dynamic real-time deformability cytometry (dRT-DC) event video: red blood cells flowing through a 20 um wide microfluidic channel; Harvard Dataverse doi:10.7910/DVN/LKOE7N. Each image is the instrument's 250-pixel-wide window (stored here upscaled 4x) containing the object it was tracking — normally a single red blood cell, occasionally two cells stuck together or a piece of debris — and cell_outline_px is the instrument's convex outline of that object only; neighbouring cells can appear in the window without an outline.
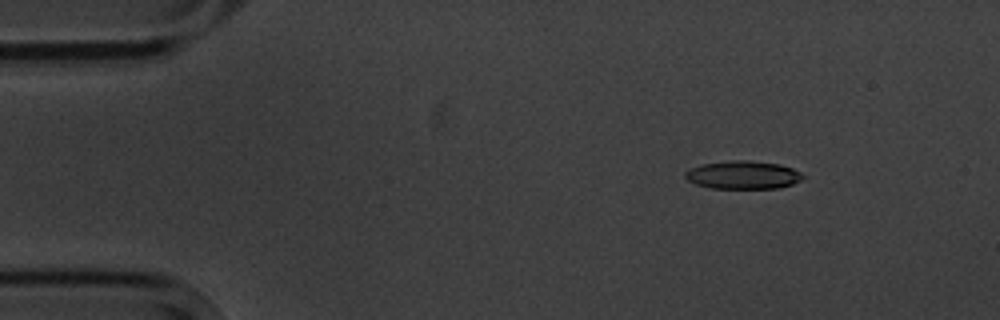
{"species": "common noctule bat (a hibernating species)", "species_latin": "Nyctalus noctula", "temperature_condition": "cold", "stored_images_in_passage": 4, "camera_frame_rate_fps": 3000, "um_per_image_px": 0.085, "animal": {"sex": "male", "body_mass_g": 20.1, "forearm_length_mm": 53.5}, "frame": {"image": 1, "passage_image": 2, "time_ms": 1.333, "image_size_px": [1000, 320], "cell_outline_px": [[804, 176], [800, 180], [792, 184], [780, 188], [708, 188], [696, 184], [688, 180], [684, 176], [684, 172], [688, 168], [700, 164], [728, 160], [748, 160], [780, 164], [792, 168], [800, 172]], "centroid_in_image_um": [63.11, 14.86], "position_along_channel_um": 21.9, "area_um2": 19.48}}